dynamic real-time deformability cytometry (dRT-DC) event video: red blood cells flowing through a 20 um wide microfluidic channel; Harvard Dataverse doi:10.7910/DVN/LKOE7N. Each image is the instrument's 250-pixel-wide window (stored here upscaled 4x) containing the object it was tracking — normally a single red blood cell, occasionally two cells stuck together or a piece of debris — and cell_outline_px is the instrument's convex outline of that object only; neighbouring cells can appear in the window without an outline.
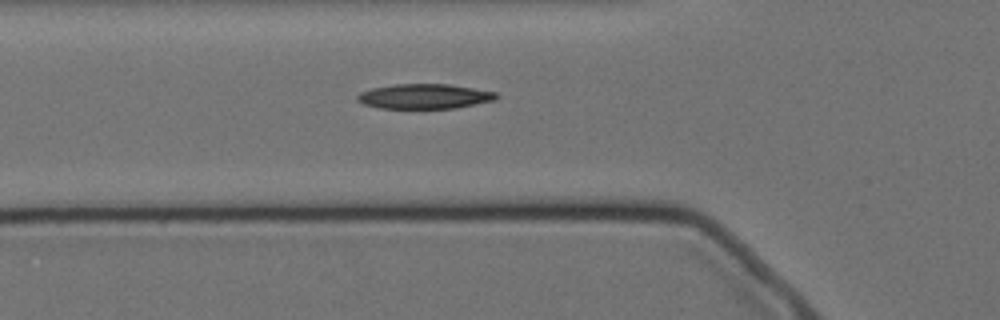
{"species": "Egyptian fruit bat (a non-hibernating species)", "species_latin": "Rousettus aegyptiacus", "temperature_condition": "cold", "stored_images_in_passage": 6, "camera_frame_rate_fps": 3000, "um_per_image_px": 0.085, "animal": {"sex": "female"}, "frame": {"image": 1, "passage_image": 6, "time_ms": 6.0, "image_size_px": [1000, 320], "cell_outline_px": [[500, 96], [496, 100], [456, 108], [380, 108], [364, 104], [356, 100], [356, 96], [360, 92], [372, 88], [396, 84], [448, 84], [496, 92]], "centroid_in_image_um": [36.09, 8.19], "position_along_channel_um": 89.7, "area_um2": 20.11}}